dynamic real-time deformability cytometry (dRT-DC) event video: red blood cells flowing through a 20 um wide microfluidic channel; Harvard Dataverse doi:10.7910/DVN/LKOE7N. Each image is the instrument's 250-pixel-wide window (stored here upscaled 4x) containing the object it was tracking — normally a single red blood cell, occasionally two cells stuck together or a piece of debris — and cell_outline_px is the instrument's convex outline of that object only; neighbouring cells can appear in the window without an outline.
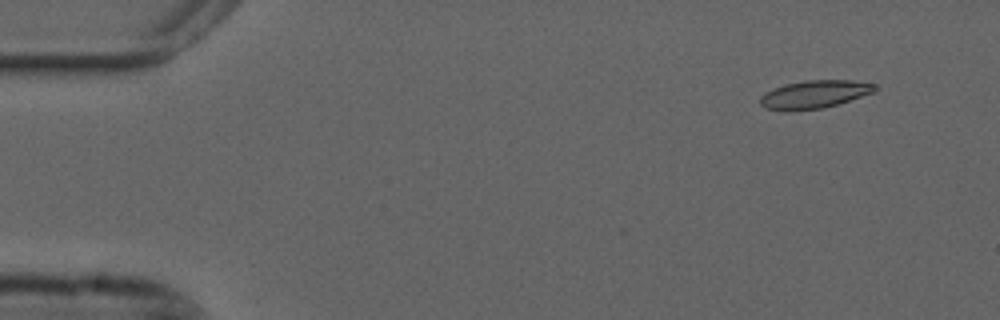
{"species": "common noctule bat (a hibernating species)", "species_latin": "Nyctalus noctula", "temperature_condition": "cold", "stored_images_in_passage": 55, "camera_frame_rate_fps": 3000, "um_per_image_px": 0.085, "animal": {"sex": "male", "forearm_length_mm": 52.5}, "frame": {"image": 1, "passage_image": 5, "time_ms": 1.333, "image_size_px": [1000, 320], "cell_outline_px": [[876, 92], [836, 104], [820, 108], [788, 112], [764, 108], [760, 104], [760, 96], [764, 92], [784, 84], [804, 80], [852, 80], [876, 84]], "centroid_in_image_um": [69.18, 8.02], "position_along_channel_um": 15.8, "area_um2": 18.9}}
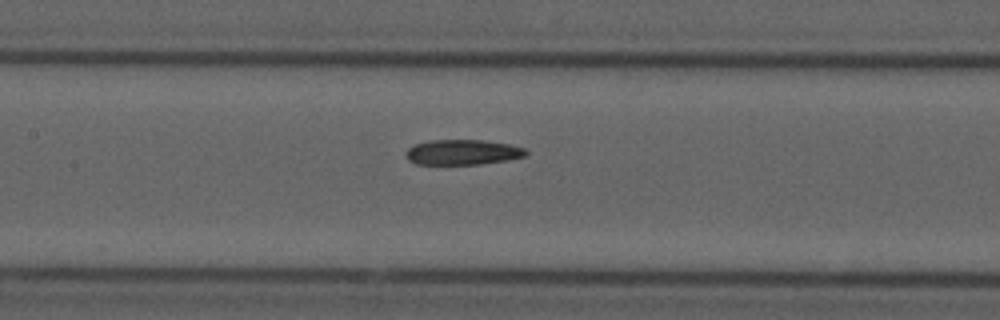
{"frame": {"image": 2, "passage_image": 26, "time_ms": 8.333, "image_size_px": [1000, 320], "cell_outline_px": [[528, 152], [524, 156], [508, 160], [480, 164], [416, 164], [408, 160], [408, 148], [416, 144], [432, 140], [484, 140], [508, 144], [524, 148]], "centroid_in_image_um": [39.35, 12.94], "position_along_channel_um": 168.0, "area_um2": 17.4}}
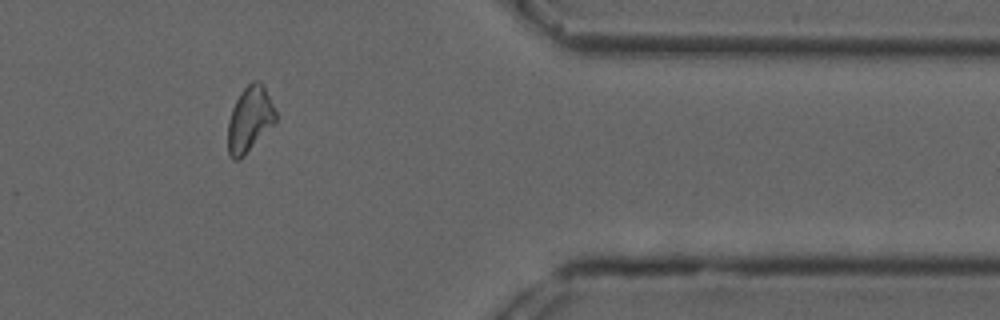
{"frame": {"image": 3, "passage_image": 46, "time_ms": 15.0, "image_size_px": [1000, 320], "cell_outline_px": [[276, 124], [240, 160], [232, 160], [228, 156], [228, 120], [232, 108], [240, 92], [252, 80], [256, 80], [264, 84], [276, 112]], "centroid_in_image_um": [21.23, 10.16], "position_along_channel_um": 390.2, "area_um2": 18.67}}